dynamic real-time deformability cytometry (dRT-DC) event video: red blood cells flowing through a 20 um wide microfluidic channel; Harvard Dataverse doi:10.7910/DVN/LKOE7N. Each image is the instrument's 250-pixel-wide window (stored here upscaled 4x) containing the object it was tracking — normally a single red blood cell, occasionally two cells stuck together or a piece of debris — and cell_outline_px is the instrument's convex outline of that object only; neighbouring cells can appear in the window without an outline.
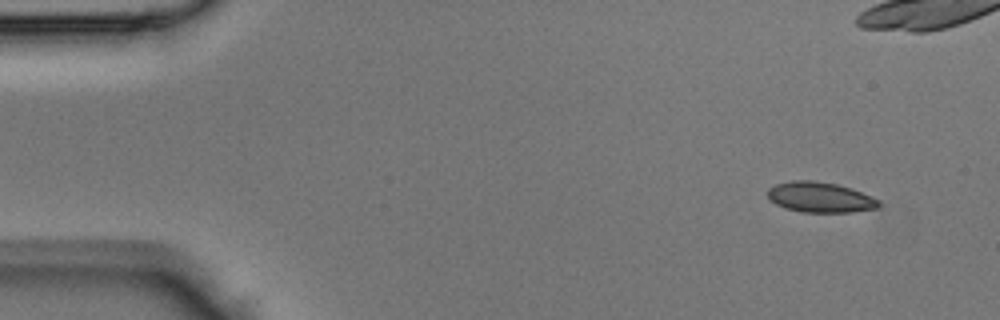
{"species": "Egyptian fruit bat (a non-hibernating species)", "species_latin": "Rousettus aegyptiacus", "temperature_condition": "room temperature", "stored_images_in_passage": 42, "camera_frame_rate_fps": 3000, "um_per_image_px": 0.085, "animal": {"sex": "male"}, "frame": {"image": 1, "passage_image": 1, "time_ms": 0.0, "image_size_px": [1000, 320], "cell_outline_px": [[880, 204], [876, 208], [852, 212], [800, 212], [784, 208], [768, 200], [768, 188], [776, 184], [792, 180], [812, 180], [836, 184], [852, 188], [872, 196], [880, 200]], "centroid_in_image_um": [69.69, 16.77], "position_along_channel_um": 15.3, "area_um2": 19.83}}
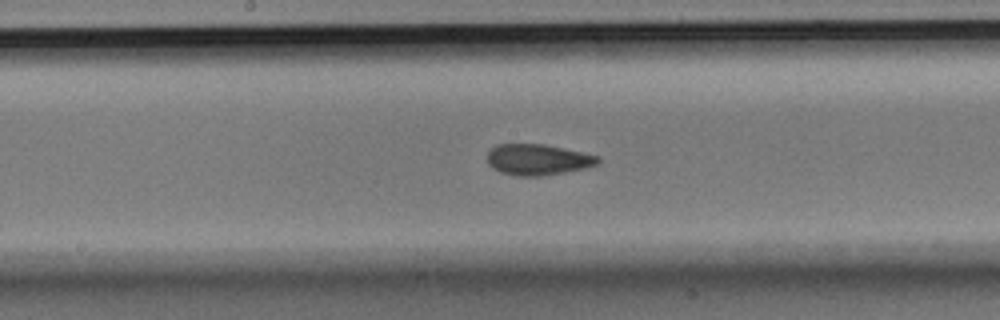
{"frame": {"image": 2, "passage_image": 20, "time_ms": 6.333, "image_size_px": [1000, 320], "cell_outline_px": [[600, 160], [596, 164], [584, 168], [564, 172], [540, 176], [516, 176], [500, 172], [492, 168], [488, 164], [488, 152], [496, 144], [544, 144], [564, 148], [600, 156]], "centroid_in_image_um": [45.69, 13.56], "position_along_channel_um": 202.5, "area_um2": 19.94}}
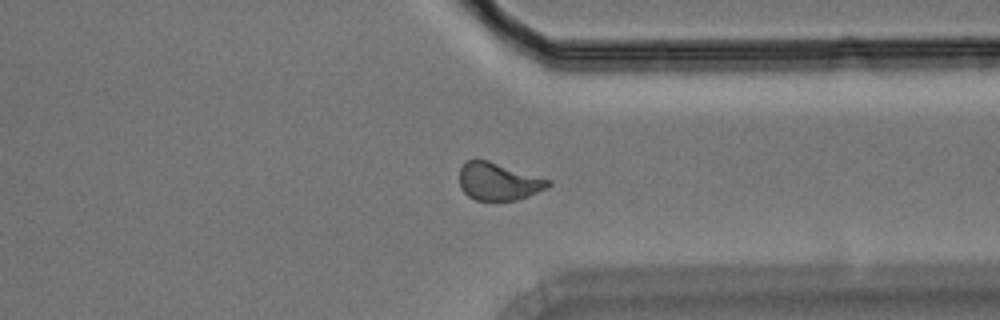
{"frame": {"image": 3, "passage_image": 31, "time_ms": 10.0, "image_size_px": [1000, 320], "cell_outline_px": [[552, 184], [548, 188], [528, 196], [516, 200], [476, 200], [468, 196], [460, 188], [460, 168], [468, 160], [488, 160], [552, 180]], "centroid_in_image_um": [42.4, 15.43], "position_along_channel_um": 369.0, "area_um2": 19.42}}